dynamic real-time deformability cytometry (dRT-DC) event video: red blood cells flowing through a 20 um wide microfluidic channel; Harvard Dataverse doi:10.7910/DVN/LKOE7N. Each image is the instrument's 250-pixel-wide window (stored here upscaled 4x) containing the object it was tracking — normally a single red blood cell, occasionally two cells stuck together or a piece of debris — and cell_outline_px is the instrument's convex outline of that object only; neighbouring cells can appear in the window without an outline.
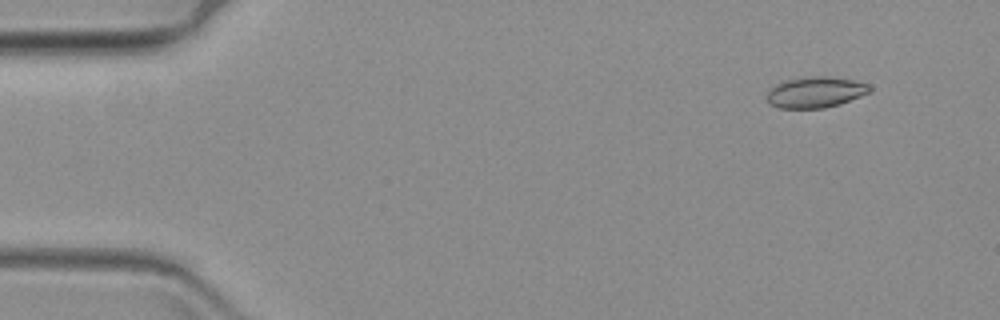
{"species": "common noctule bat (a hibernating species)", "species_latin": "Nyctalus noctula", "temperature_condition": "warm", "stored_images_in_passage": 59, "camera_frame_rate_fps": 3000, "um_per_image_px": 0.085, "animal": {"sex": "female", "body_mass_g": 19.3, "forearm_length_mm": 54.1}, "frame": {"image": 1, "passage_image": 2, "time_ms": 0.333, "image_size_px": [1000, 320], "cell_outline_px": [[872, 88], [868, 92], [860, 96], [840, 104], [824, 108], [780, 108], [772, 104], [768, 100], [768, 92], [776, 84], [784, 80], [812, 76], [828, 76], [852, 80], [868, 84]], "centroid_in_image_um": [69.32, 7.83], "position_along_channel_um": 15.7, "area_um2": 18.26}}
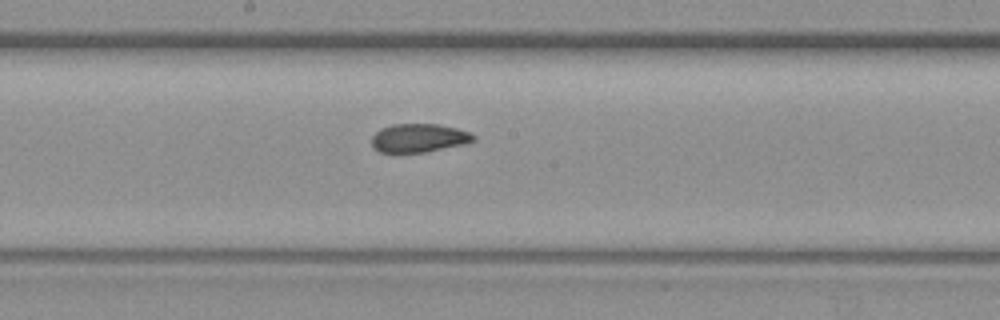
{"frame": {"image": 2, "passage_image": 30, "time_ms": 9.667, "image_size_px": [1000, 320], "cell_outline_px": [[476, 140], [464, 144], [424, 152], [380, 152], [372, 144], [372, 136], [380, 128], [392, 124], [436, 124], [456, 128], [468, 132], [476, 136]], "centroid_in_image_um": [35.61, 11.72], "position_along_channel_um": 212.6, "area_um2": 16.76}}
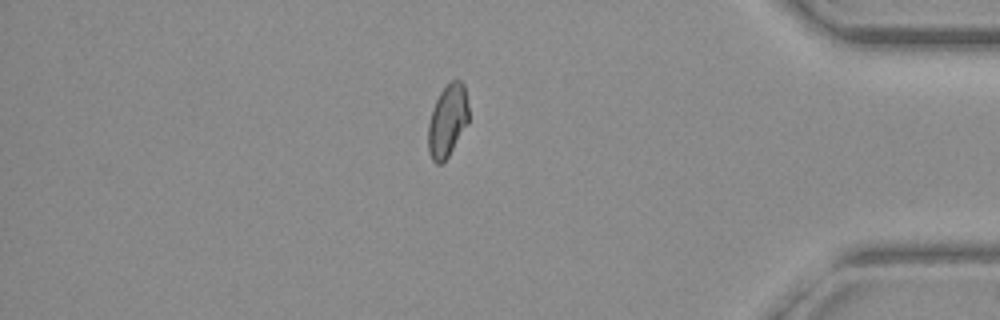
{"frame": {"image": 3, "passage_image": 50, "time_ms": 16.333, "image_size_px": [1000, 320], "cell_outline_px": [[468, 124], [448, 156], [440, 164], [436, 164], [432, 160], [428, 152], [428, 124], [432, 108], [440, 92], [452, 80], [460, 80], [464, 84], [468, 104]], "centroid_in_image_um": [38.03, 10.26], "position_along_channel_um": 397.2, "area_um2": 17.11}}